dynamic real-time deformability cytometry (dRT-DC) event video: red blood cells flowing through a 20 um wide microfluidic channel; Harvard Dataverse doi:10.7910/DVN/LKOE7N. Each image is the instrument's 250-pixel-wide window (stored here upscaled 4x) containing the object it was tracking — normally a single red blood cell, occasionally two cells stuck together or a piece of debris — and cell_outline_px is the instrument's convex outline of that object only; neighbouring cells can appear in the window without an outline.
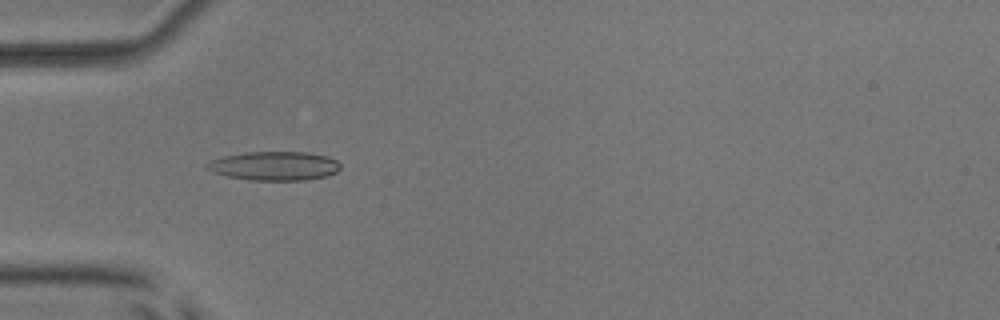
{"species": "common noctule bat (a hibernating species)", "species_latin": "Nyctalus noctula", "temperature_condition": "room temperature", "stored_images_in_passage": 53, "camera_frame_rate_fps": 3000, "um_per_image_px": 0.085, "animal": {"sex": "male", "body_mass_g": 17.9, "forearm_length_mm": 54.2}, "frame": {"image": 1, "passage_image": 17, "time_ms": 5.333, "image_size_px": [1000, 320], "cell_outline_px": [[340, 168], [336, 172], [328, 176], [304, 180], [248, 180], [228, 176], [212, 172], [204, 168], [204, 164], [212, 160], [224, 156], [244, 152], [308, 152], [328, 156], [336, 160], [340, 164]], "centroid_in_image_um": [23.31, 14.1], "position_along_channel_um": 61.7, "area_um2": 22.66}}
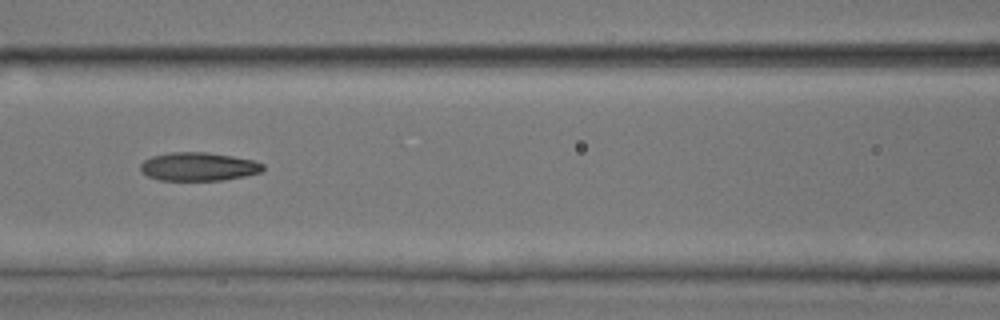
{"frame": {"image": 2, "passage_image": 24, "time_ms": 7.667, "image_size_px": [1000, 320], "cell_outline_px": [[264, 168], [260, 172], [244, 176], [224, 180], [160, 180], [148, 176], [140, 172], [140, 164], [144, 160], [152, 156], [172, 152], [204, 152], [232, 156], [256, 160], [264, 164]], "centroid_in_image_um": [16.87, 14.16], "position_along_channel_um": 149.7, "area_um2": 20.35}}
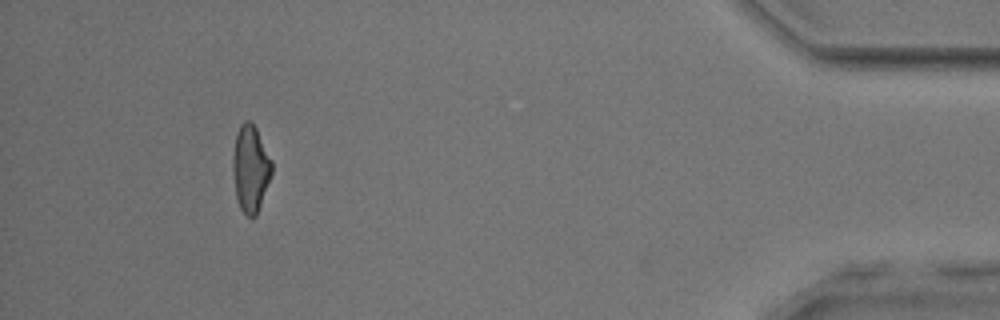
{"frame": {"image": 3, "passage_image": 49, "time_ms": 16.0, "image_size_px": [1000, 320], "cell_outline_px": [[272, 172], [256, 216], [252, 220], [240, 208], [236, 196], [232, 172], [232, 156], [236, 132], [240, 124], [244, 120], [252, 120], [272, 160]], "centroid_in_image_um": [21.27, 14.29], "position_along_channel_um": 413.9, "area_um2": 19.88}, "authors_computed_cell_mechanics": {"area_um2": 20.6346, "velocity_mm_per_s": 3.9192, "shape_relaxation_time_tau1_ms": 7.9071, "shape_relaxation_time_tau2_ms": 3.1306, "deformation_change_tau1": 0.2037, "deformation_change_tau2": 0.1178}}